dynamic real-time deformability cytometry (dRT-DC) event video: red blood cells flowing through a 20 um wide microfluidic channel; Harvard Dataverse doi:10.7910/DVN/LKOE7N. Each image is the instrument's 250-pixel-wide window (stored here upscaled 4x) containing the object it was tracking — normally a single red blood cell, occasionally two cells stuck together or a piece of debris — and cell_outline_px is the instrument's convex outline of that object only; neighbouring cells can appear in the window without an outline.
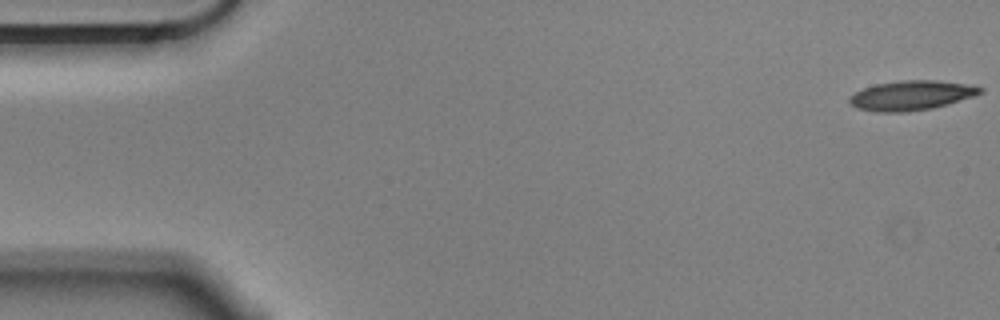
{"species": "Egyptian fruit bat (a non-hibernating species)", "species_latin": "Rousettus aegyptiacus", "temperature_condition": "cold", "stored_images_in_passage": 56, "camera_frame_rate_fps": 3000, "um_per_image_px": 0.085, "animal": {"sex": "male"}, "frame": {"image": 1, "passage_image": 1, "time_ms": 0.0, "image_size_px": [1000, 320], "cell_outline_px": [[984, 92], [948, 104], [932, 108], [908, 112], [876, 112], [856, 108], [848, 100], [848, 96], [864, 88], [876, 84], [900, 80], [936, 80], [972, 84], [984, 88]], "centroid_in_image_um": [77.48, 8.1], "position_along_channel_um": 7.5, "area_um2": 22.72}}
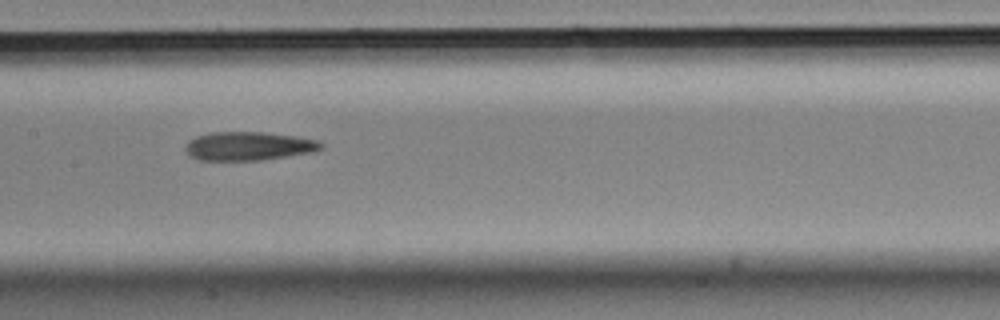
{"frame": {"image": 2, "passage_image": 27, "time_ms": 8.667, "image_size_px": [1000, 320], "cell_outline_px": [[324, 148], [316, 152], [260, 160], [200, 160], [188, 156], [184, 148], [188, 140], [196, 136], [212, 132], [264, 132], [296, 136], [316, 140], [324, 144]], "centroid_in_image_um": [21.13, 12.42], "position_along_channel_um": 186.3, "area_um2": 22.89}}
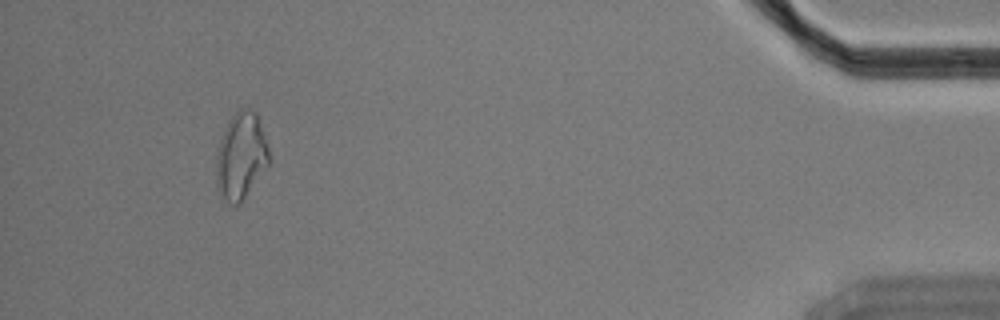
{"frame": {"image": 3, "passage_image": 52, "time_ms": 17.0, "image_size_px": [1000, 320], "cell_outline_px": [[268, 168], [240, 204], [228, 204], [220, 200], [216, 188], [216, 148], [228, 120], [240, 108], [248, 108], [256, 112], [268, 148]], "centroid_in_image_um": [20.44, 13.33], "position_along_channel_um": 414.8, "area_um2": 27.22}, "authors_computed_cell_mechanics": {"area_um2": 23.0044, "velocity_mm_per_s": 3.5593, "shape_relaxation_time_tau1_ms": 5.6733, "shape_relaxation_time_tau2_ms": 5.4524, "deformation_change_tau1": 0.163, "deformation_change_tau2": 0.1728}}